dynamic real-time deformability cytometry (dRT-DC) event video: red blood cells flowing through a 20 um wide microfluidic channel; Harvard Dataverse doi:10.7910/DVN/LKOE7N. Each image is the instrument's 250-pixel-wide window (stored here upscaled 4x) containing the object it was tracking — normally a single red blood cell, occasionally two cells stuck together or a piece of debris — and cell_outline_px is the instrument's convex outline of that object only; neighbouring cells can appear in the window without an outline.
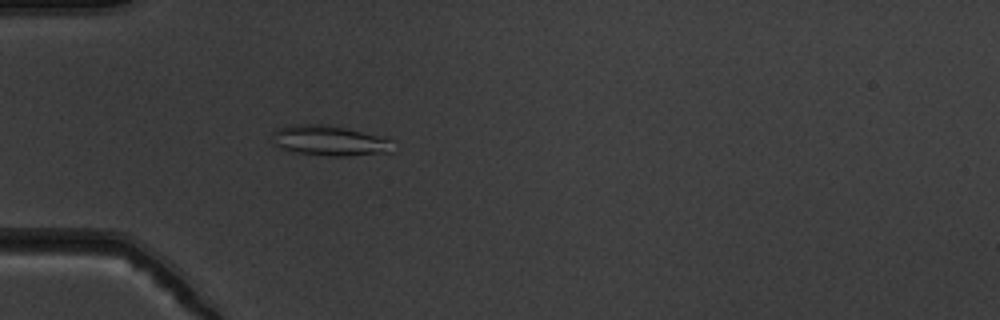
{"species": "common noctule bat (a hibernating species)", "species_latin": "Nyctalus noctula", "temperature_condition": "warm", "stored_images_in_passage": 45, "camera_frame_rate_fps": 3000, "um_per_image_px": 0.085, "animal": {"sex": "male", "body_mass_g": 19.5, "forearm_length_mm": 54.6}, "frame": {"image": 1, "passage_image": 8, "time_ms": 2.333, "image_size_px": [1000, 320], "cell_outline_px": [[392, 152], [348, 156], [324, 156], [292, 152], [276, 144], [272, 132], [280, 128], [300, 124], [320, 124], [348, 128], [388, 136]], "centroid_in_image_um": [28.08, 11.96], "position_along_channel_um": 56.9, "area_um2": 21.27}}
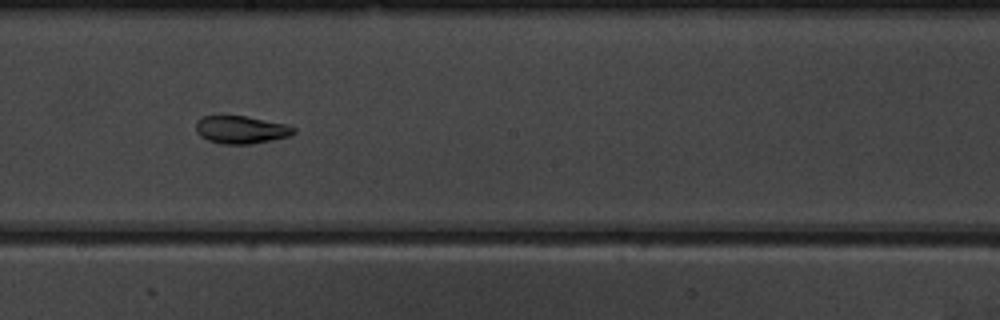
{"frame": {"image": 2, "passage_image": 22, "time_ms": 7.0, "image_size_px": [1000, 320], "cell_outline_px": [[296, 132], [288, 136], [272, 140], [248, 144], [220, 144], [208, 140], [200, 136], [196, 132], [196, 120], [204, 116], [220, 112], [244, 116], [288, 124], [296, 128]], "centroid_in_image_um": [20.43, 10.98], "position_along_channel_um": 227.8, "area_um2": 16.42}}
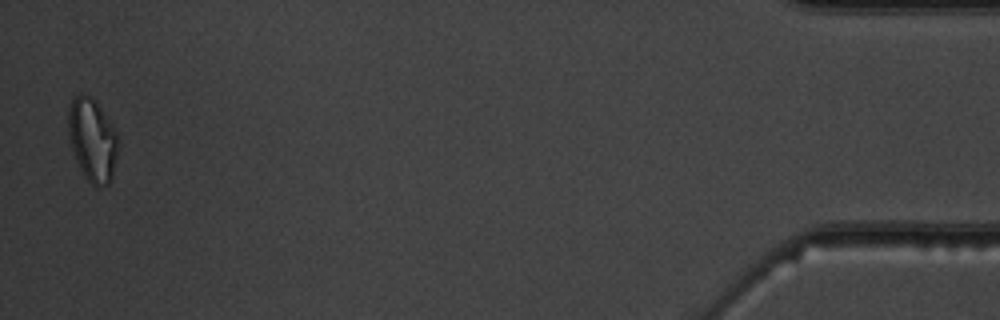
{"frame": {"image": 3, "passage_image": 44, "time_ms": 14.333, "image_size_px": [1000, 320], "cell_outline_px": [[120, 140], [112, 180], [108, 184], [100, 188], [96, 188], [84, 176], [76, 160], [72, 148], [68, 132], [68, 108], [72, 100], [80, 92], [92, 96], [116, 132]], "centroid_in_image_um": [7.87, 11.91], "position_along_channel_um": 427.3, "area_um2": 24.28}, "authors_computed_cell_mechanics": {"area_um2": 17.5712, "velocity_mm_per_s": 3.8369, "shape_relaxation_time_tau1_ms": 5.0228, "shape_relaxation_time_tau2_ms": 3.8348, "deformation_change_tau1": 0.1416, "deformation_change_tau2": 0.0913}}